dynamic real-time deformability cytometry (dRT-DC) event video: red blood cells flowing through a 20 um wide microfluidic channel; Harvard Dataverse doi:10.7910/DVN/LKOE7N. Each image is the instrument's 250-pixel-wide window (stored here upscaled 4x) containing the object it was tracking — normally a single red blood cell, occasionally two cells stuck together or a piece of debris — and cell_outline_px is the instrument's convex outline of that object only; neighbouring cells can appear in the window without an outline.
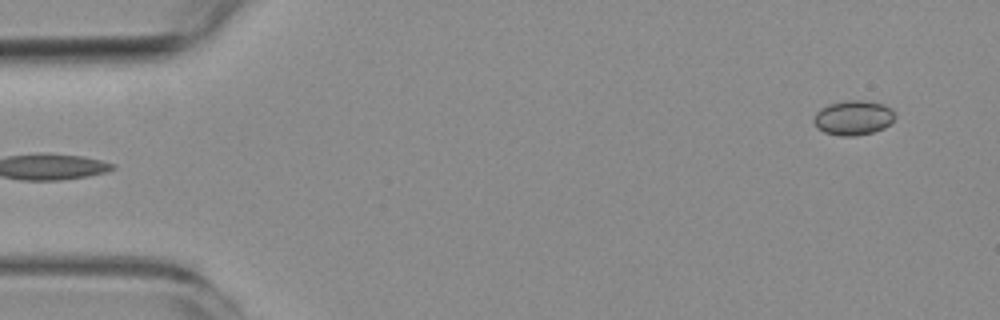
{"species": "common noctule bat (a hibernating species)", "species_latin": "Nyctalus noctula", "temperature_condition": "room temperature", "stored_images_in_passage": 4, "segment_of_instrument_passage": [2, 2], "camera_frame_rate_fps": 3000, "um_per_image_px": 0.085, "animal": {"sex": "female", "body_mass_g": 19.3, "forearm_length_mm": 54.1}, "frame": {"image": 1, "passage_image": 4, "time_ms": 4.333, "image_size_px": [1000, 320], "cell_outline_px": [[896, 116], [884, 128], [872, 132], [856, 136], [840, 136], [824, 132], [816, 128], [812, 120], [816, 112], [820, 108], [828, 104], [848, 100], [860, 100], [884, 104], [892, 108]], "centroid_in_image_um": [72.5, 10.01], "position_along_channel_um": 12.5, "area_um2": 16.53}}